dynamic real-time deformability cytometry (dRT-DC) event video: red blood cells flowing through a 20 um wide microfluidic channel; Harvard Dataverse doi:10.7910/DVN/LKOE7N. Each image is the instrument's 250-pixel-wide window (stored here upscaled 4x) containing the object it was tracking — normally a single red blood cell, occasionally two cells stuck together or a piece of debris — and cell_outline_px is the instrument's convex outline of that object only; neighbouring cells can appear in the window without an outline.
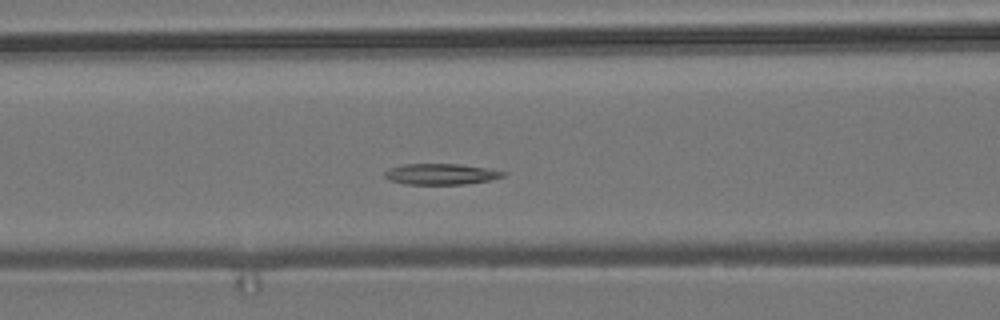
{"species": "common noctule bat (a hibernating species)", "species_latin": "Nyctalus noctula", "temperature_condition": "room temperature", "stored_images_in_passage": 44, "camera_frame_rate_fps": 3000, "um_per_image_px": 0.085, "animal": {"sex": "male", "body_mass_g": 19.2, "forearm_length_mm": 51.8}, "frame": {"image": 1, "passage_image": 21, "time_ms": 6.667, "image_size_px": [1000, 320], "cell_outline_px": [[496, 176], [484, 180], [452, 184], [416, 184], [396, 180], [400, 168], [416, 164], [448, 164], [476, 168], [496, 172]], "centroid_in_image_um": [37.58, 14.81], "position_along_channel_um": 129.0, "area_um2": 11.39}}
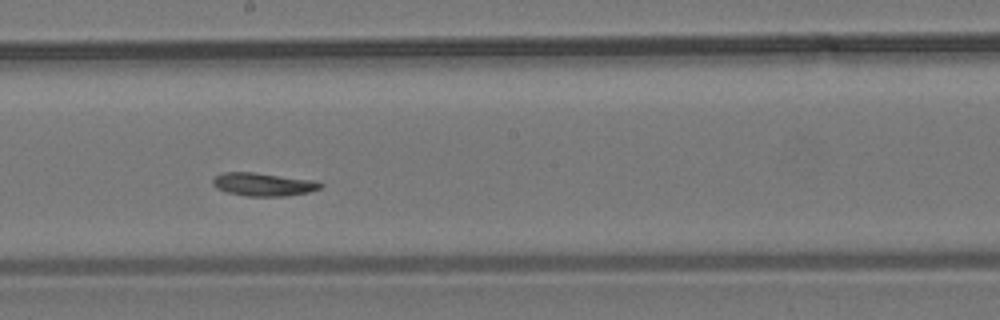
{"frame": {"image": 2, "passage_image": 29, "time_ms": 9.333, "image_size_px": [1000, 320], "cell_outline_px": [[320, 184], [316, 188], [304, 192], [236, 192], [220, 188], [216, 184], [216, 180], [220, 176], [232, 172], [240, 172], [272, 176]], "centroid_in_image_um": [22.25, 15.6], "position_along_channel_um": 226.0, "area_um2": 10.69}}
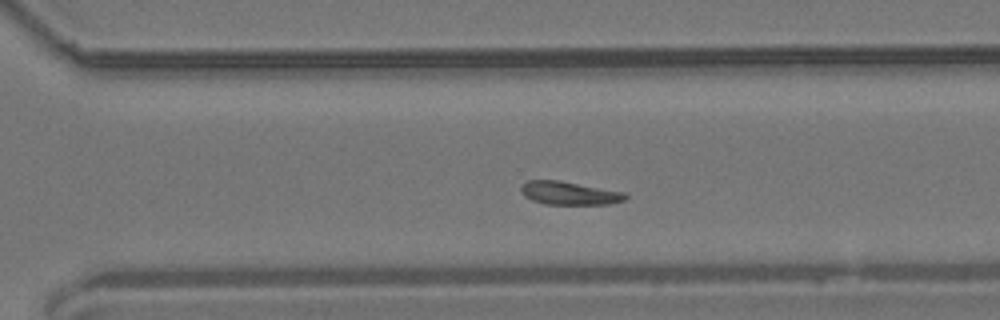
{"frame": {"image": 3, "passage_image": 37, "time_ms": 12.0, "image_size_px": [1000, 320], "cell_outline_px": [[624, 196], [620, 200], [596, 204], [552, 204], [536, 200], [528, 196], [524, 192], [524, 184], [532, 180], [552, 180], [572, 184], [608, 192]], "centroid_in_image_um": [48.18, 16.43], "position_along_channel_um": 322.4, "area_um2": 11.85}}